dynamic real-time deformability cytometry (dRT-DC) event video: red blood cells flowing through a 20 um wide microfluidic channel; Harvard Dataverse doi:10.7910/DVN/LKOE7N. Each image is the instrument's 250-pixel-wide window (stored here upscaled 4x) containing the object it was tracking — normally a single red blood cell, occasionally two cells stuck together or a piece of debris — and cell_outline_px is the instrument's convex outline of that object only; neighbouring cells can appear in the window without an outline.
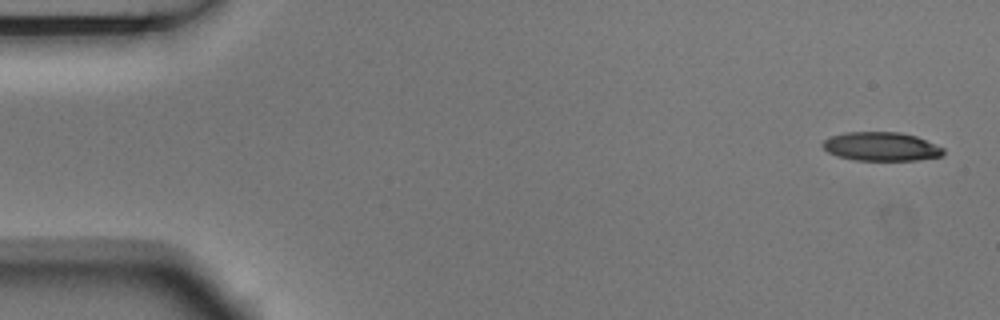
{"species": "Egyptian fruit bat (a non-hibernating species)", "species_latin": "Rousettus aegyptiacus", "temperature_condition": "room temperature", "stored_images_in_passage": 7, "camera_frame_rate_fps": 3000, "um_per_image_px": 0.085, "animal": {"sex": "male"}, "frame": {"image": 1, "passage_image": 1, "time_ms": 0.0, "image_size_px": [1000, 320], "cell_outline_px": [[944, 152], [940, 156], [916, 160], [856, 160], [836, 156], [828, 152], [820, 144], [824, 140], [832, 136], [844, 132], [900, 132], [916, 136], [944, 148]], "centroid_in_image_um": [74.87, 12.45], "position_along_channel_um": 10.1, "area_um2": 20.17}}
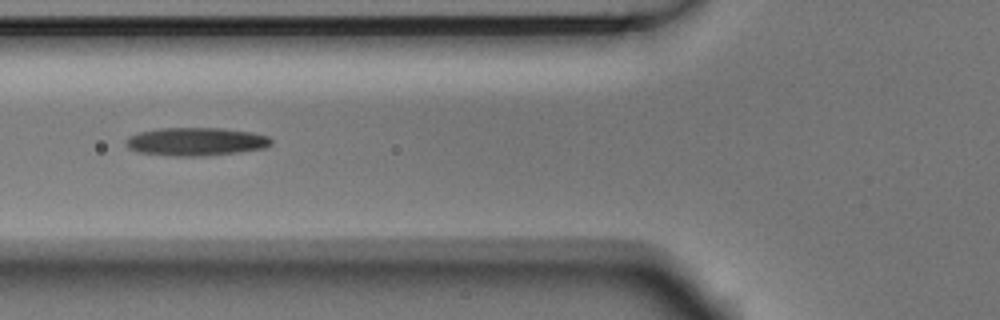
{"frame": {"image": 2, "passage_image": 5, "time_ms": 1.333, "image_size_px": [1000, 320], "cell_outline_px": [[272, 144], [264, 148], [236, 152], [200, 156], [176, 156], [140, 152], [128, 148], [124, 144], [124, 140], [128, 136], [140, 132], [160, 128], [224, 128], [252, 132], [268, 136], [272, 140]], "centroid_in_image_um": [16.64, 12.02], "position_along_channel_um": 109.2, "area_um2": 23.81}}
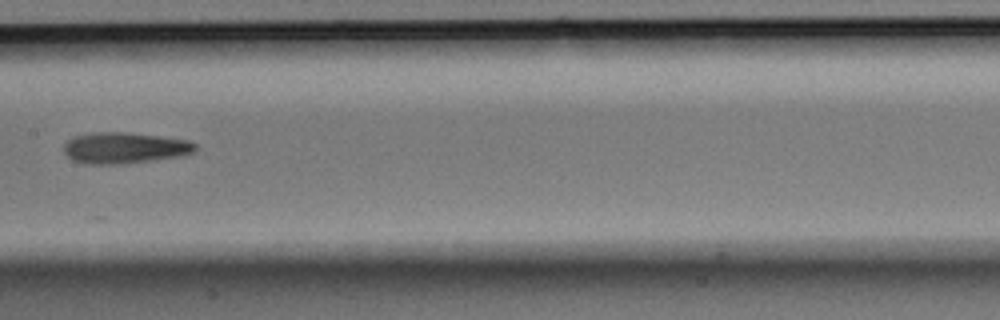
{"frame": {"image": 3, "passage_image": 7, "time_ms": 2.0, "image_size_px": [1000, 320], "cell_outline_px": [[196, 148], [192, 152], [184, 156], [120, 164], [84, 164], [72, 160], [64, 152], [64, 144], [68, 140], [76, 136], [96, 132], [124, 132], [160, 136], [188, 140], [196, 144]], "centroid_in_image_um": [10.59, 12.58], "position_along_channel_um": 196.8, "area_um2": 23.81}}